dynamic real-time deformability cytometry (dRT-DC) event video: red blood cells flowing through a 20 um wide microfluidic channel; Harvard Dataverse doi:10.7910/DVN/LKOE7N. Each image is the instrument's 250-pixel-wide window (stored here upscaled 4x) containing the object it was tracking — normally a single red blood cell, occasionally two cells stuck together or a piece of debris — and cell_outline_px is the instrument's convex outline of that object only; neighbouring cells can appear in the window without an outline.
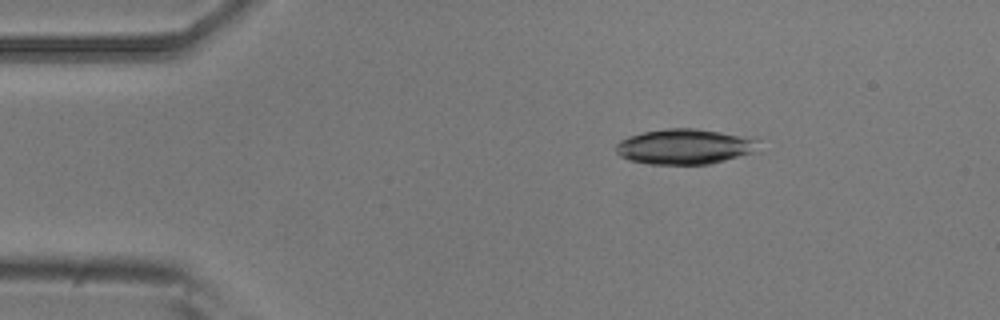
{"species": "common noctule bat (a hibernating species)", "species_latin": "Nyctalus noctula", "temperature_condition": "room temperature", "stored_images_in_passage": 4, "camera_frame_rate_fps": 3000, "um_per_image_px": 0.085, "animal": {"sex": "male", "body_mass_g": 20.5, "forearm_length_mm": 52.5}, "frame": {"image": 1, "passage_image": 2, "time_ms": 0.333, "image_size_px": [1000, 320], "cell_outline_px": [[764, 152], [708, 164], [648, 164], [628, 160], [620, 156], [616, 152], [616, 144], [620, 140], [628, 136], [644, 132], [664, 128], [696, 128], [756, 136], [760, 140]], "centroid_in_image_um": [58.39, 12.45], "position_along_channel_um": 26.6, "area_um2": 30.63}}